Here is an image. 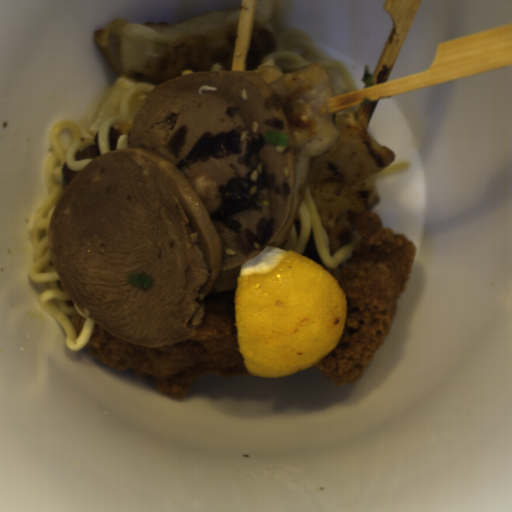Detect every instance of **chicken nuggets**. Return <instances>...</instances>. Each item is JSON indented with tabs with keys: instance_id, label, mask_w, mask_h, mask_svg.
Returning <instances> with one entry per match:
<instances>
[{
	"instance_id": "1",
	"label": "chicken nuggets",
	"mask_w": 512,
	"mask_h": 512,
	"mask_svg": "<svg viewBox=\"0 0 512 512\" xmlns=\"http://www.w3.org/2000/svg\"><path fill=\"white\" fill-rule=\"evenodd\" d=\"M260 73L281 102L294 135V181L309 185L325 232L345 214L370 213L378 174L397 156L377 145L353 113L327 111L329 97L349 92L338 69L319 62L299 70L262 64Z\"/></svg>"
}]
</instances>
